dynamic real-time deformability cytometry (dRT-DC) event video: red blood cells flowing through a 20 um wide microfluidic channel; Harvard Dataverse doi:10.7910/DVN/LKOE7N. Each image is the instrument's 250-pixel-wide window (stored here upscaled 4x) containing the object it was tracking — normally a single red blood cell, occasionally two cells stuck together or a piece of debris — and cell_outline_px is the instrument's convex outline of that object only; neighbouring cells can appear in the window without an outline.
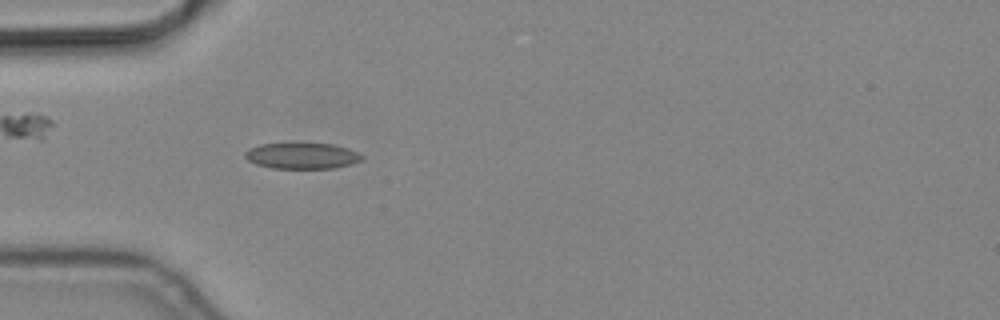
{"species": "common noctule bat (a hibernating species)", "species_latin": "Nyctalus noctula", "temperature_condition": "cold", "stored_images_in_passage": 1, "camera_frame_rate_fps": 3000, "um_per_image_px": 0.085, "animal": {"sex": "male", "body_mass_g": 19.2, "forearm_length_mm": 51.8}, "frame": {"image": 1, "passage_image": 1, "time_ms": 0.0, "image_size_px": [1000, 320], "cell_outline_px": [[364, 156], [360, 160], [352, 164], [336, 168], [272, 168], [256, 164], [248, 160], [244, 156], [244, 152], [248, 148], [260, 144], [292, 140], [332, 144], [348, 148]], "centroid_in_image_um": [25.62, 13.19], "position_along_channel_um": 59.4, "area_um2": 18.61}}